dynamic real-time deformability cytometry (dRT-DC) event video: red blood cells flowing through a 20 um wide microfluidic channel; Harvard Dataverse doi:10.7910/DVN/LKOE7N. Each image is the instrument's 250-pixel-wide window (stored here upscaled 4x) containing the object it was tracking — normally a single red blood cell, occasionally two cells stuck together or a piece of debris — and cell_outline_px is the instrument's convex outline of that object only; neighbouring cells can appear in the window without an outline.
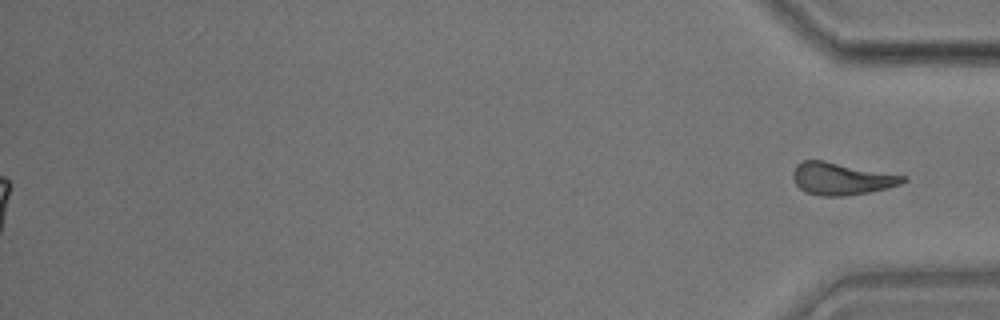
{"species": "common noctule bat (a hibernating species)", "species_latin": "Nyctalus noctula", "temperature_condition": "room temperature", "stored_images_in_passage": 34, "segment_of_instrument_passage": [2, 2], "camera_frame_rate_fps": 3000, "um_per_image_px": 0.085, "animal": {"sex": "male", "body_mass_g": 17.9}, "frame": {"image": 1, "passage_image": 34, "time_ms": 11.0, "image_size_px": [1000, 320], "cell_outline_px": [[908, 180], [900, 184], [888, 188], [868, 192], [844, 196], [820, 196], [804, 192], [796, 184], [792, 176], [792, 172], [796, 164], [800, 160], [824, 160], [908, 176]], "centroid_in_image_um": [71.51, 15.18], "position_along_channel_um": 363.7, "area_um2": 20.98}}